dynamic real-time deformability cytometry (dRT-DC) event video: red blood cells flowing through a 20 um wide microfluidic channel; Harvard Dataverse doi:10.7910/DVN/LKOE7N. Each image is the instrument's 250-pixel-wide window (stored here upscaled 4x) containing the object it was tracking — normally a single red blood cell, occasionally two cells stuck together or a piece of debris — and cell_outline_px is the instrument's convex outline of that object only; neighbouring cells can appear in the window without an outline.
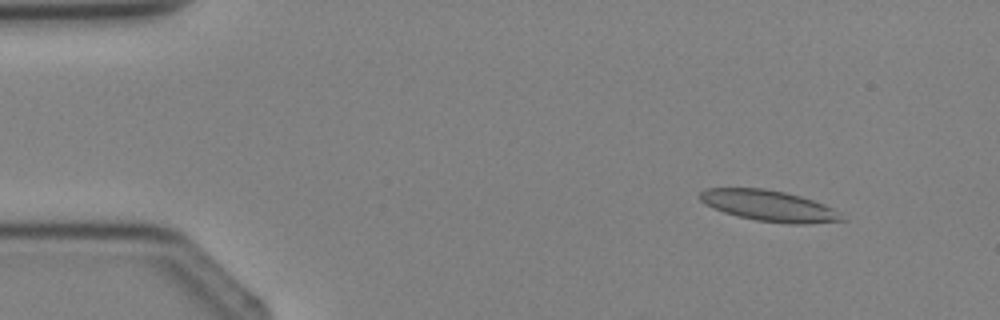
{"species": "Egyptian fruit bat (a non-hibernating species)", "species_latin": "Rousettus aegyptiacus", "temperature_condition": "cold", "stored_images_in_passage": 4, "camera_frame_rate_fps": 3000, "um_per_image_px": 0.085, "animal": {"sex": "female"}, "frame": {"image": 1, "passage_image": 2, "time_ms": 1.333, "image_size_px": [1000, 320], "cell_outline_px": [[848, 220], [808, 224], [792, 224], [756, 220], [724, 212], [704, 204], [700, 200], [700, 192], [704, 188], [764, 188], [784, 192], [800, 196], [824, 204], [832, 208]], "centroid_in_image_um": [65.37, 17.49], "position_along_channel_um": 19.6, "area_um2": 25.43}}
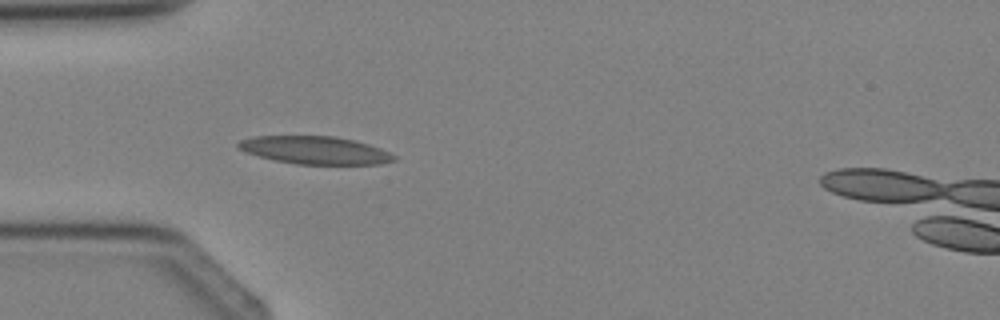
{"frame": {"image": 2, "passage_image": 4, "time_ms": 3.667, "image_size_px": [1000, 320], "cell_outline_px": [[396, 160], [380, 164], [296, 164], [276, 160], [260, 156], [236, 148], [236, 144], [240, 140], [252, 136], [336, 136], [368, 144], [380, 148], [396, 156]], "centroid_in_image_um": [26.77, 12.76], "position_along_channel_um": 58.2, "area_um2": 25.09}}